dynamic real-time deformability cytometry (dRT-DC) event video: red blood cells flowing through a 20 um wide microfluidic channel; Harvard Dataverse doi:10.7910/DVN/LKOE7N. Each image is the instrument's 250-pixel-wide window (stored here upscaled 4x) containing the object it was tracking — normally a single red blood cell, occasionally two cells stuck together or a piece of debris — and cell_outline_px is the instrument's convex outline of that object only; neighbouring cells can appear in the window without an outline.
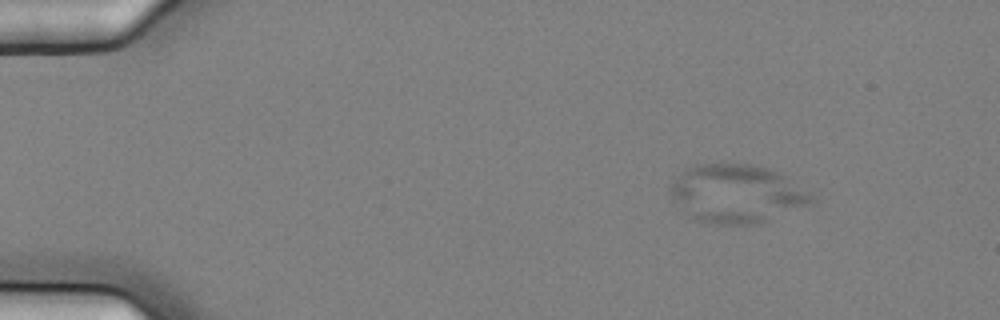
{"species": "common noctule bat (a hibernating species)", "species_latin": "Nyctalus noctula", "temperature_condition": "cold", "stored_images_in_passage": 5, "camera_frame_rate_fps": 3000, "um_per_image_px": 0.085, "animal": {"sex": "female", "body_mass_g": 25.1}, "frame": {"image": 1, "passage_image": 1, "time_ms": 0.0, "image_size_px": [1000, 320], "cell_outline_px": [[816, 200], [812, 204], [756, 224], [708, 224], [696, 220], [684, 212], [672, 200], [668, 192], [668, 188], [688, 168], [696, 164], [748, 164], [768, 168], [776, 172], [816, 196]], "centroid_in_image_um": [62.6, 16.49], "position_along_channel_um": 22.4, "area_um2": 47.69}}
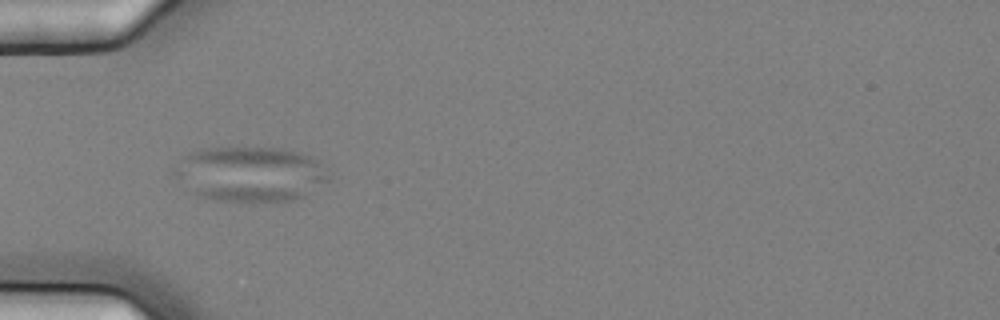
{"frame": {"image": 2, "passage_image": 4, "time_ms": 1.0, "image_size_px": [1000, 320], "cell_outline_px": [[328, 180], [304, 196], [292, 200], [216, 200], [196, 196], [172, 172], [172, 168], [184, 156], [192, 152], [204, 148], [276, 148], [300, 152], [312, 156], [320, 164], [328, 176]], "centroid_in_image_um": [21.23, 14.77], "position_along_channel_um": 63.8, "area_um2": 48.73}}
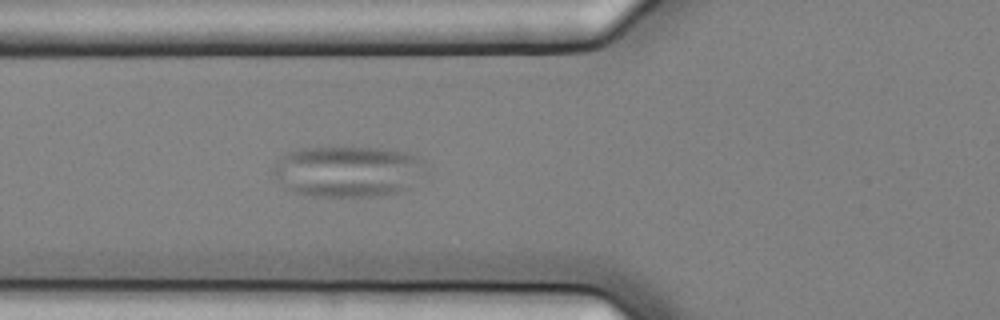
{"frame": {"image": 3, "passage_image": 5, "time_ms": 1.333, "image_size_px": [1000, 320], "cell_outline_px": [[424, 164], [408, 188], [396, 192], [372, 196], [304, 196], [284, 188], [272, 172], [272, 164], [280, 156], [288, 152], [300, 148], [384, 148], [408, 152], [424, 160]], "centroid_in_image_um": [29.45, 14.56], "position_along_channel_um": 96.4, "area_um2": 45.08}}